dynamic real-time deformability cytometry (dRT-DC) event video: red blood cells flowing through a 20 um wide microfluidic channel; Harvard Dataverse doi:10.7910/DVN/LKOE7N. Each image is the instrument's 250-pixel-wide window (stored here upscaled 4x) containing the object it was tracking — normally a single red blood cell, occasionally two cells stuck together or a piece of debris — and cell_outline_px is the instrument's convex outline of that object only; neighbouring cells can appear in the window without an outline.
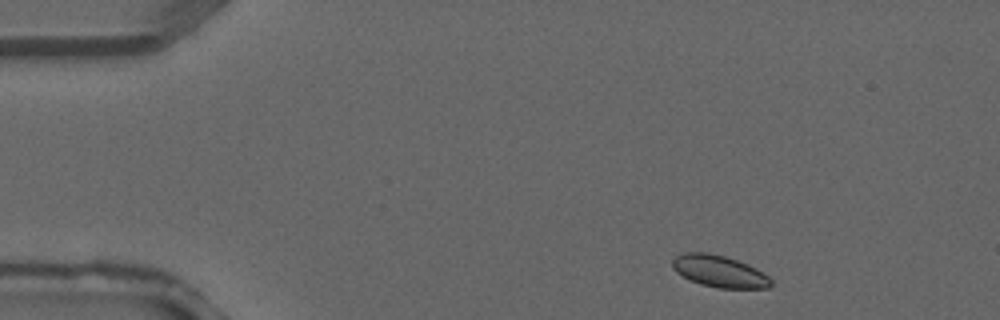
{"species": "common noctule bat (a hibernating species)", "species_latin": "Nyctalus noctula", "temperature_condition": "warm", "stored_images_in_passage": 3, "camera_frame_rate_fps": 3000, "um_per_image_px": 0.085, "animal": {"sex": "male", "forearm_length_mm": 52.5}, "frame": {"image": 1, "passage_image": 1, "time_ms": 0.0, "image_size_px": [1000, 320], "cell_outline_px": [[772, 284], [768, 288], [716, 288], [700, 284], [676, 272], [672, 268], [672, 260], [676, 256], [684, 252], [708, 252], [724, 256], [748, 264], [756, 268], [768, 276], [772, 280]], "centroid_in_image_um": [61.14, 23.06], "position_along_channel_um": 23.9, "area_um2": 18.26}}
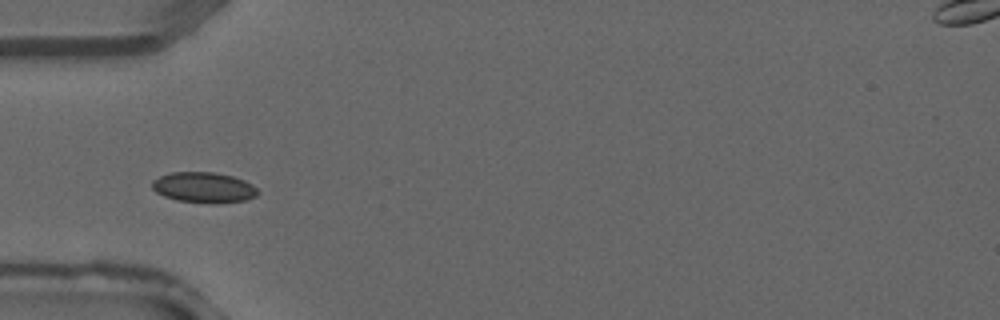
{"frame": {"image": 2, "passage_image": 3, "time_ms": 0.667, "image_size_px": [1000, 320], "cell_outline_px": [[260, 192], [256, 196], [244, 200], [216, 204], [212, 204], [176, 200], [164, 196], [156, 192], [152, 188], [152, 180], [168, 172], [212, 172], [232, 176], [244, 180], [252, 184]], "centroid_in_image_um": [17.31, 15.94], "position_along_channel_um": 67.7, "area_um2": 18.96}}